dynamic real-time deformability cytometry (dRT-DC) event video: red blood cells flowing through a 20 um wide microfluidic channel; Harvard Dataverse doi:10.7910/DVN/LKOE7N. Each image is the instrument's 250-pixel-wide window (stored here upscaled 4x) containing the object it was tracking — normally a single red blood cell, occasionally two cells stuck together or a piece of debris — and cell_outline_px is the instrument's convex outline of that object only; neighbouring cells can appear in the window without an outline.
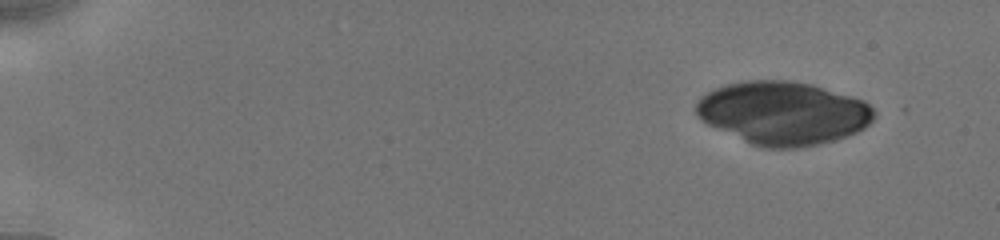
{"species": "human", "species_latin": "Homo sapiens", "temperature_condition": "cold", "stored_images_in_passage": 11, "camera_frame_rate_fps": 3000, "um_per_image_px": 0.085, "donor": {"sex": "male"}, "frame": {"image": 1, "passage_image": 1, "time_ms": 0.0, "image_size_px": [1000, 240], "cell_outline_px": [[876, 116], [864, 128], [856, 132], [836, 140], [820, 144], [800, 148], [764, 148], [752, 144], [708, 124], [700, 120], [696, 116], [696, 100], [700, 96], [716, 88], [728, 84], [748, 80], [788, 80], [812, 84], [864, 100], [876, 112]], "centroid_in_image_um": [66.57, 9.61], "position_along_channel_um": 18.4, "area_um2": 65.6}}